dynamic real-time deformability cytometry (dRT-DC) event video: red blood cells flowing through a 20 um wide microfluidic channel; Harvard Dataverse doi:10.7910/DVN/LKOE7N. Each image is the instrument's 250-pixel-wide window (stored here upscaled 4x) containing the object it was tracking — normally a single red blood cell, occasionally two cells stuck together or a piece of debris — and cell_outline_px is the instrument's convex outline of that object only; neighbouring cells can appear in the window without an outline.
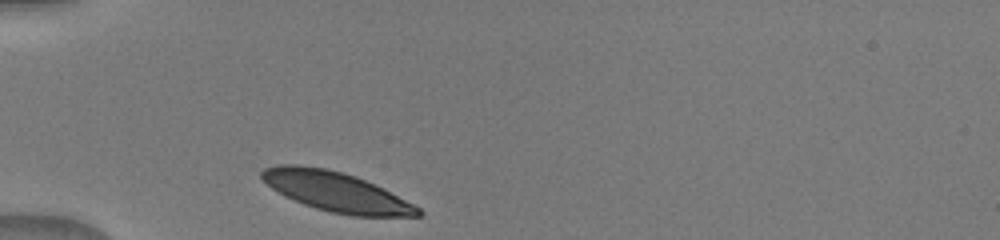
{"species": "human", "species_latin": "Homo sapiens", "temperature_condition": "warm", "stored_images_in_passage": 30, "camera_frame_rate_fps": 3000, "um_per_image_px": 0.085, "donor": {"sex": "male"}, "frame": {"image": 1, "passage_image": 1, "time_ms": 0.0, "image_size_px": [1000, 240], "cell_outline_px": [[424, 216], [352, 216], [332, 212], [316, 208], [304, 204], [272, 188], [260, 176], [260, 172], [264, 168], [280, 164], [300, 164], [328, 168], [344, 172], [356, 176], [384, 188], [420, 208], [424, 212]], "centroid_in_image_um": [28.6, 16.28], "position_along_channel_um": 56.4, "area_um2": 36.01}}
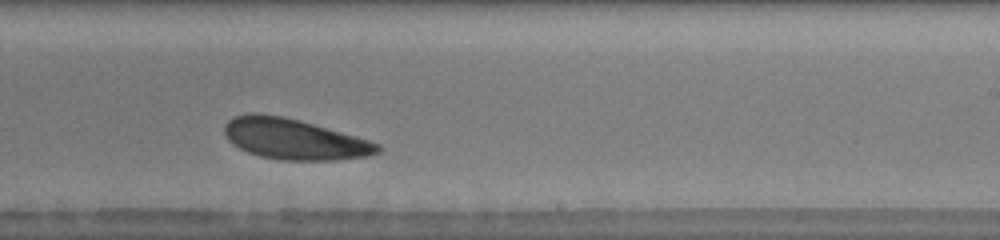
{"frame": {"image": 2, "passage_image": 18, "time_ms": 5.667, "image_size_px": [1000, 240], "cell_outline_px": [[380, 152], [368, 156], [336, 160], [280, 160], [260, 156], [248, 152], [232, 144], [228, 140], [224, 132], [224, 124], [228, 120], [236, 116], [248, 112], [256, 112], [280, 116], [300, 120], [356, 136], [380, 144]], "centroid_in_image_um": [24.98, 11.82], "position_along_channel_um": 264.0, "area_um2": 36.36}}
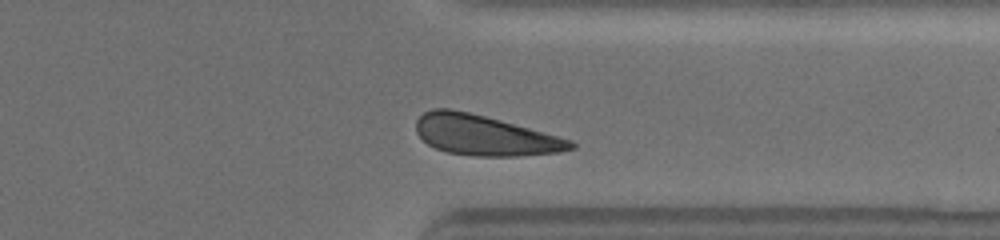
{"frame": {"image": 3, "passage_image": 26, "time_ms": 8.333, "image_size_px": [1000, 240], "cell_outline_px": [[576, 148], [556, 152], [520, 156], [476, 156], [448, 152], [436, 148], [428, 144], [416, 132], [416, 120], [424, 112], [432, 108], [448, 108], [468, 112], [500, 120], [572, 140], [576, 144]], "centroid_in_image_um": [41.18, 11.5], "position_along_channel_um": 370.2, "area_um2": 35.89}}